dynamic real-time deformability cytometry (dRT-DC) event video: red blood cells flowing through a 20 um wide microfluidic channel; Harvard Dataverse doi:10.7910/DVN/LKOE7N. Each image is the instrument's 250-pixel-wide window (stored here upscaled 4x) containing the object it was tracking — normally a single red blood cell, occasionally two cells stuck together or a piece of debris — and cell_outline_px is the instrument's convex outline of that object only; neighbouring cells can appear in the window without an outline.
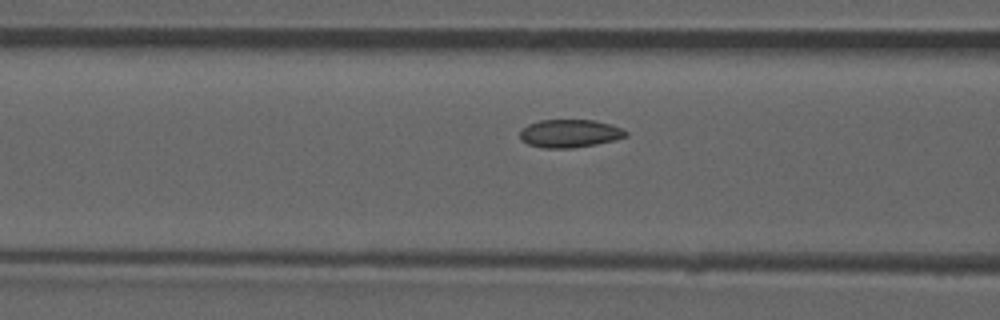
{"species": "common noctule bat (a hibernating species)", "species_latin": "Nyctalus noctula", "temperature_condition": "room temperature", "stored_images_in_passage": 15, "camera_frame_rate_fps": 3000, "um_per_image_px": 0.085, "animal": {"sex": "male", "forearm_length_mm": 52.5}, "frame": {"image": 1, "passage_image": 13, "time_ms": 4.0, "image_size_px": [1000, 320], "cell_outline_px": [[628, 136], [596, 144], [572, 148], [544, 148], [528, 144], [520, 140], [520, 132], [528, 124], [540, 120], [592, 120], [612, 124], [628, 132]], "centroid_in_image_um": [48.42, 11.34], "position_along_channel_um": 118.2, "area_um2": 17.22}}